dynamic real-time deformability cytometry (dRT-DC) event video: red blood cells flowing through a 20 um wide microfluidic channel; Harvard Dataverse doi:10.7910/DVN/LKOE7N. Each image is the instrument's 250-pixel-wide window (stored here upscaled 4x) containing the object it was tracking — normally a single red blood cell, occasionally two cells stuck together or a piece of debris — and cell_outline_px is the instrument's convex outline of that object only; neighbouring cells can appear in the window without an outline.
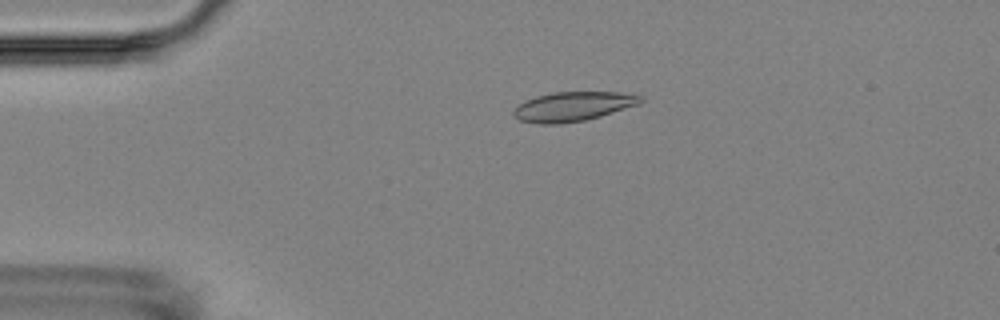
{"species": "Egyptian fruit bat (a non-hibernating species)", "species_latin": "Rousettus aegyptiacus", "temperature_condition": "room temperature", "stored_images_in_passage": 4, "camera_frame_rate_fps": 3000, "um_per_image_px": 0.085, "animal": {"sex": "female"}, "frame": {"image": 1, "passage_image": 3, "time_ms": 2.333, "image_size_px": [1000, 320], "cell_outline_px": [[644, 100], [640, 104], [600, 116], [584, 120], [560, 124], [540, 124], [520, 120], [512, 116], [512, 108], [524, 100], [536, 96], [552, 92], [620, 92], [644, 96]], "centroid_in_image_um": [48.67, 9.04], "position_along_channel_um": 36.3, "area_um2": 22.02}}